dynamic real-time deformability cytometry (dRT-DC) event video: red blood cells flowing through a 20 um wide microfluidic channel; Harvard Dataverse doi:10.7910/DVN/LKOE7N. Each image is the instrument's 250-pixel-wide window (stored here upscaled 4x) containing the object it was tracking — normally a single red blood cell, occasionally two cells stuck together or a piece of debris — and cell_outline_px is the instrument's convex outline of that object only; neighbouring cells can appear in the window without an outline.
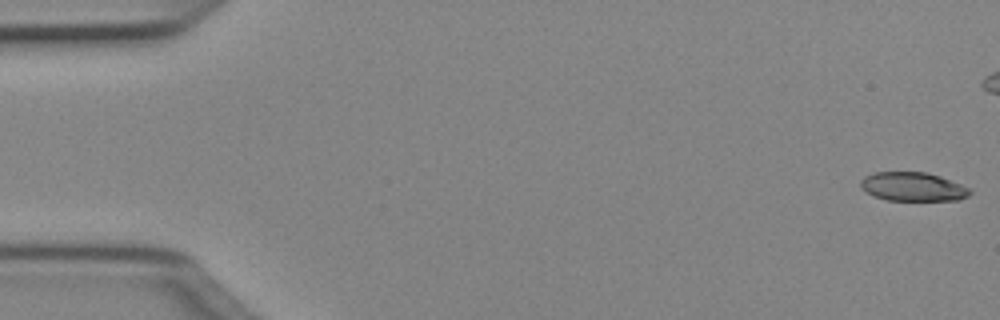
{"species": "Egyptian fruit bat (a non-hibernating species)", "species_latin": "Rousettus aegyptiacus", "temperature_condition": "cold", "stored_images_in_passage": 12, "camera_frame_rate_fps": 3000, "um_per_image_px": 0.085, "animal": {"sex": "female"}, "frame": {"image": 1, "passage_image": 1, "time_ms": 0.0, "image_size_px": [1000, 320], "cell_outline_px": [[972, 192], [968, 196], [960, 200], [888, 200], [872, 196], [864, 192], [860, 188], [860, 180], [864, 176], [872, 172], [924, 172], [940, 176], [960, 184], [968, 188]], "centroid_in_image_um": [77.53, 15.87], "position_along_channel_um": 7.5, "area_um2": 18.5}}